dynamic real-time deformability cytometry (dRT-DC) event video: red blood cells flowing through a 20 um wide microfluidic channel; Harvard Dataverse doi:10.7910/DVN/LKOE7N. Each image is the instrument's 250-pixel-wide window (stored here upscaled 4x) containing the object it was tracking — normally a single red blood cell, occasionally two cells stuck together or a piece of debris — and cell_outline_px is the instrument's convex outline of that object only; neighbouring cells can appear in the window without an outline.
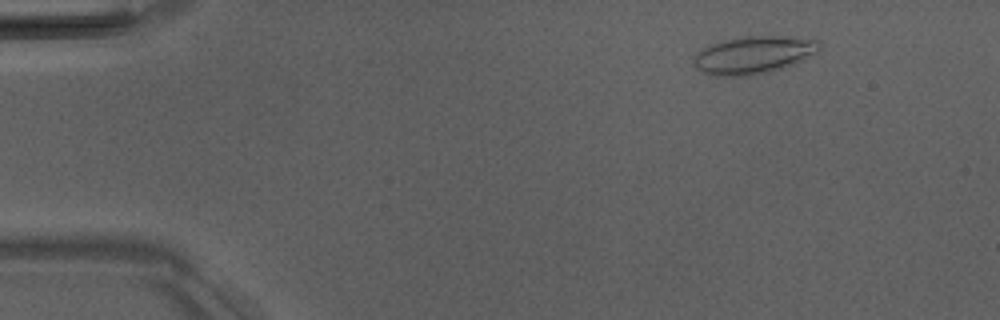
{"species": "Egyptian fruit bat (a non-hibernating species)", "species_latin": "Rousettus aegyptiacus", "temperature_condition": "room temperature", "stored_images_in_passage": 6, "camera_frame_rate_fps": 3000, "um_per_image_px": 0.085, "animal": {"sex": "male"}, "frame": {"image": 1, "passage_image": 2, "time_ms": 1.0, "image_size_px": [1000, 320], "cell_outline_px": [[820, 52], [784, 68], [752, 76], [716, 76], [700, 72], [692, 64], [692, 56], [696, 52], [708, 44], [724, 40], [748, 36], [784, 36], [816, 40], [820, 44]], "centroid_in_image_um": [63.99, 4.68], "position_along_channel_um": 21.0, "area_um2": 27.98}}